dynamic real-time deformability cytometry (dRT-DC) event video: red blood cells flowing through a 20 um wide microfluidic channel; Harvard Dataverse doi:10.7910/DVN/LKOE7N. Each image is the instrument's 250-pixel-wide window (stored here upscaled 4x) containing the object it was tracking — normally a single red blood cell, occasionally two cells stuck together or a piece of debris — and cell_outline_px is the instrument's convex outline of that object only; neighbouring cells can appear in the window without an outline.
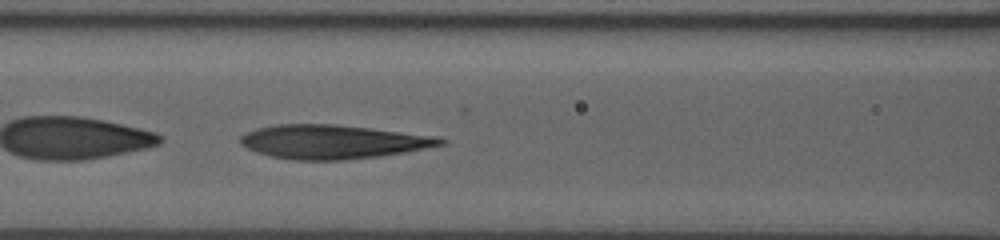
{"species": "human", "species_latin": "Homo sapiens", "temperature_condition": "room temperature", "stored_images_in_passage": 32, "camera_frame_rate_fps": 3000, "um_per_image_px": 0.085, "donor": {"sex": "male"}, "frame": {"image": 1, "passage_image": 9, "time_ms": 2.667, "image_size_px": [1000, 240], "cell_outline_px": [[448, 140], [444, 144], [404, 152], [380, 156], [344, 160], [296, 160], [272, 156], [256, 152], [240, 144], [240, 136], [244, 132], [256, 128], [276, 124], [332, 124], [368, 128], [436, 136]], "centroid_in_image_um": [28.24, 12.05], "position_along_channel_um": 138.4, "area_um2": 39.36}}
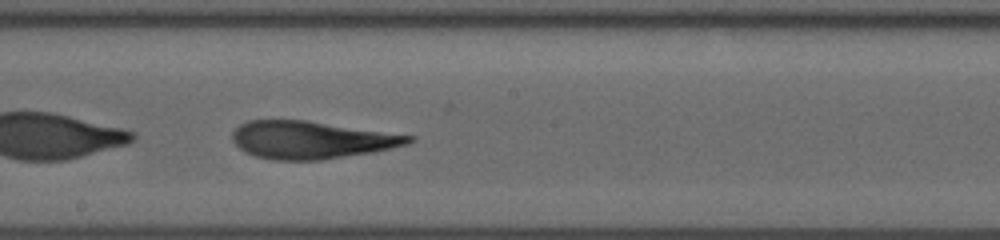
{"frame": {"image": 2, "passage_image": 15, "time_ms": 4.667, "image_size_px": [1000, 240], "cell_outline_px": [[416, 140], [408, 144], [372, 152], [320, 160], [276, 160], [256, 156], [244, 152], [232, 140], [232, 132], [240, 124], [248, 120], [308, 120], [416, 136]], "centroid_in_image_um": [26.47, 11.88], "position_along_channel_um": 221.7, "area_um2": 38.67}}
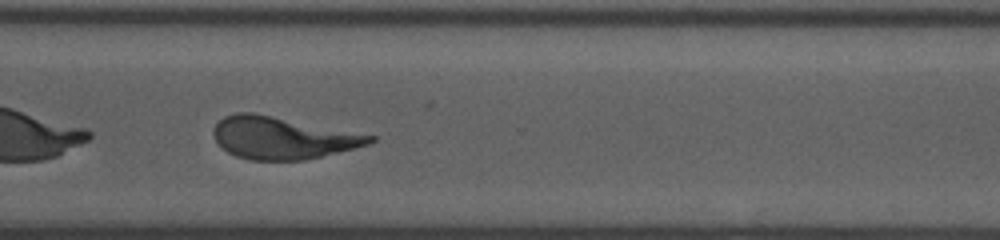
{"frame": {"image": 3, "passage_image": 24, "time_ms": 7.667, "image_size_px": [1000, 240], "cell_outline_px": [[376, 140], [368, 144], [304, 160], [252, 160], [236, 156], [228, 152], [216, 140], [212, 132], [216, 124], [224, 116], [236, 112], [252, 112], [376, 136]], "centroid_in_image_um": [23.97, 11.71], "position_along_channel_um": 346.6, "area_um2": 37.8}}